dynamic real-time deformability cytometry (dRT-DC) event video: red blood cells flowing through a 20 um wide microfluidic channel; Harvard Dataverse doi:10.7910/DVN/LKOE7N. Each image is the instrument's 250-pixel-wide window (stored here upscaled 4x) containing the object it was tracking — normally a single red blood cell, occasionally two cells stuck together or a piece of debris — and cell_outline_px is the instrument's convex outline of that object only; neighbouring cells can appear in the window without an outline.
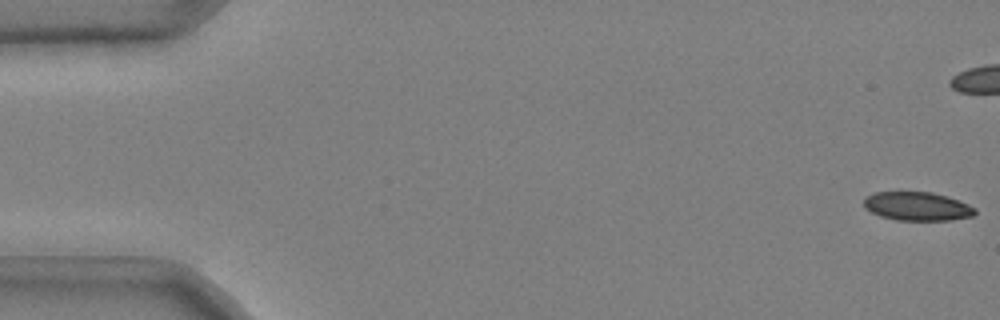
{"species": "common noctule bat (a hibernating species)", "species_latin": "Nyctalus noctula", "temperature_condition": "cold", "stored_images_in_passage": 43, "camera_frame_rate_fps": 3000, "um_per_image_px": 0.085, "animal": {"sex": "male", "body_mass_g": 20.4}, "frame": {"image": 1, "passage_image": 1, "time_ms": 0.0, "image_size_px": [1000, 320], "cell_outline_px": [[976, 212], [972, 216], [952, 220], [896, 220], [880, 216], [864, 208], [864, 196], [876, 192], [932, 192], [948, 196], [968, 204], [976, 208]], "centroid_in_image_um": [77.96, 17.53], "position_along_channel_um": 7.0, "area_um2": 18.67}}
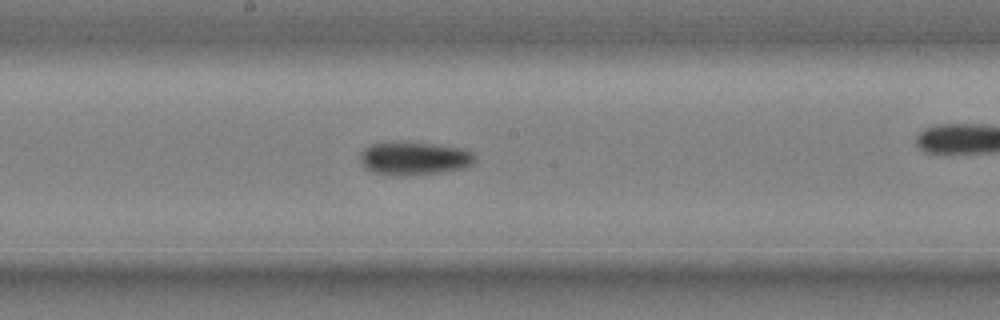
{"frame": {"image": 2, "passage_image": 29, "time_ms": 9.333, "image_size_px": [1000, 320], "cell_outline_px": [[476, 164], [468, 168], [444, 172], [404, 176], [392, 176], [372, 172], [364, 168], [360, 160], [360, 152], [364, 148], [372, 144], [436, 144], [464, 148], [472, 152], [476, 156]], "centroid_in_image_um": [35.29, 13.51], "position_along_channel_um": 212.9, "area_um2": 22.31}}
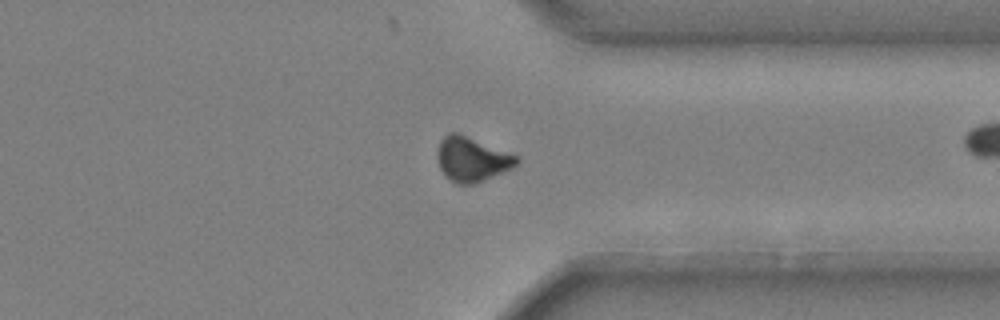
{"frame": {"image": 3, "passage_image": 42, "time_ms": 13.667, "image_size_px": [1000, 320], "cell_outline_px": [[520, 160], [512, 168], [504, 172], [484, 180], [472, 184], [456, 184], [448, 180], [444, 176], [440, 168], [436, 156], [436, 152], [440, 140], [448, 132], [456, 132], [520, 156]], "centroid_in_image_um": [40.09, 13.54], "position_along_channel_um": 371.3, "area_um2": 20.81}}